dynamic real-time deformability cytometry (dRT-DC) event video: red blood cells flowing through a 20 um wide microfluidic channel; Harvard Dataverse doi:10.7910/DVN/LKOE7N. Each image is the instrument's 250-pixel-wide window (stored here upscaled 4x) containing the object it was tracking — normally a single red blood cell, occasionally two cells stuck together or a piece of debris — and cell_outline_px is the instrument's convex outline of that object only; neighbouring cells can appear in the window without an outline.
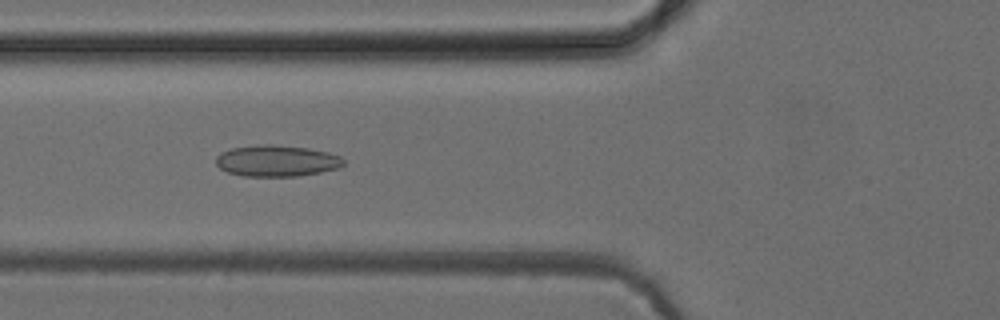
{"species": "common noctule bat (a hibernating species)", "species_latin": "Nyctalus noctula", "temperature_condition": "cold", "stored_images_in_passage": 39, "camera_frame_rate_fps": 3000, "um_per_image_px": 0.085, "animal": {"sex": "female", "body_mass_g": 24.6, "forearm_length_mm": 56.2}, "frame": {"image": 1, "passage_image": 7, "time_ms": 2.0, "image_size_px": [1000, 320], "cell_outline_px": [[344, 164], [340, 168], [300, 176], [244, 176], [228, 172], [220, 168], [216, 164], [216, 156], [220, 152], [232, 148], [260, 144], [272, 144], [308, 148], [328, 152], [340, 156], [344, 160]], "centroid_in_image_um": [23.52, 13.67], "position_along_channel_um": 102.3, "area_um2": 23.41}}
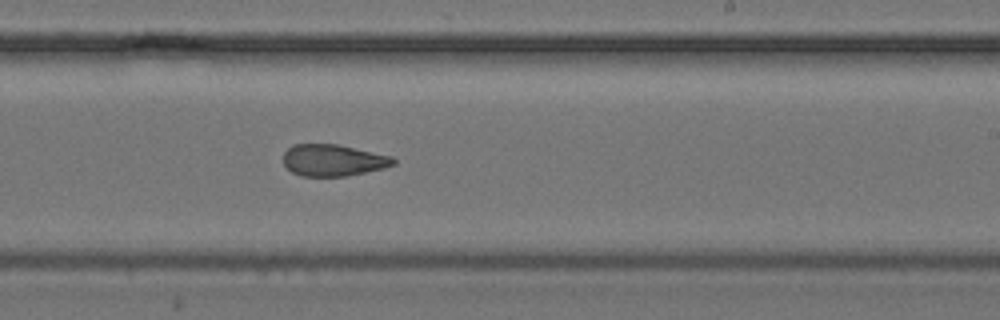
{"frame": {"image": 2, "passage_image": 19, "time_ms": 6.0, "image_size_px": [1000, 320], "cell_outline_px": [[396, 164], [384, 168], [348, 176], [300, 176], [292, 172], [284, 164], [284, 152], [292, 144], [336, 144], [392, 156], [396, 160]], "centroid_in_image_um": [28.32, 13.62], "position_along_channel_um": 260.7, "area_um2": 20.35}}
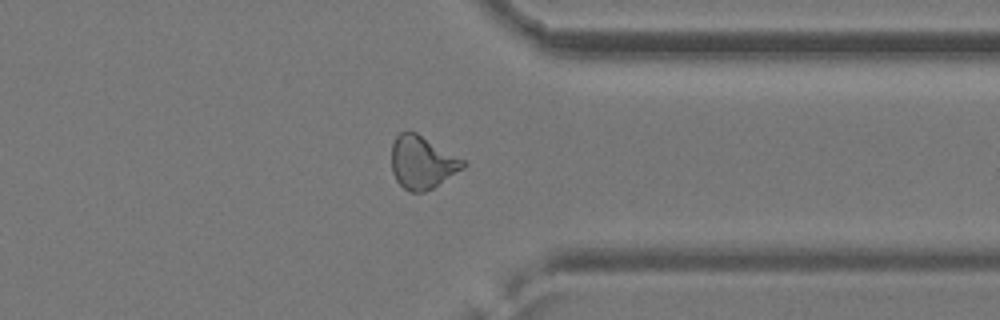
{"frame": {"image": 3, "passage_image": 28, "time_ms": 9.0, "image_size_px": [1000, 320], "cell_outline_px": [[468, 164], [464, 168], [432, 188], [424, 192], [408, 192], [396, 180], [392, 172], [392, 144], [396, 136], [400, 132], [416, 132], [464, 160]], "centroid_in_image_um": [35.87, 13.81], "position_along_channel_um": 375.5, "area_um2": 21.85}, "authors_computed_cell_mechanics": {"area_um2": 21.7328, "velocity_mm_per_s": 3.943, "shape_relaxation_time_tau1_ms": null, "shape_relaxation_time_tau2_ms": 2.1844, "deformation_change_tau1": null, "deformation_change_tau2": 0.103}}